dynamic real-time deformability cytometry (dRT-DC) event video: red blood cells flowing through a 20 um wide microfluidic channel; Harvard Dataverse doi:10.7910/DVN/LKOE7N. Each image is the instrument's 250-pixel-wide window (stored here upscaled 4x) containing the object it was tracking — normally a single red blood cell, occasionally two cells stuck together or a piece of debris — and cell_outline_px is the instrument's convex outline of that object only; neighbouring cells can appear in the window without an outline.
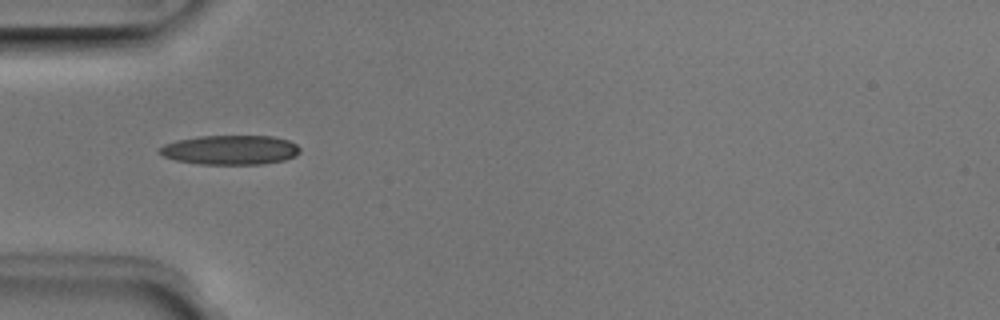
{"species": "Egyptian fruit bat (a non-hibernating species)", "species_latin": "Rousettus aegyptiacus", "temperature_condition": "room temperature", "stored_images_in_passage": 7, "camera_frame_rate_fps": 3000, "um_per_image_px": 0.085, "animal": {"sex": "male"}, "frame": {"image": 1, "passage_image": 5, "time_ms": 1.333, "image_size_px": [1000, 320], "cell_outline_px": [[300, 152], [296, 156], [284, 160], [264, 164], [200, 164], [176, 160], [164, 156], [160, 152], [160, 148], [164, 144], [176, 140], [200, 136], [272, 136], [288, 140], [296, 144], [300, 148]], "centroid_in_image_um": [19.61, 12.74], "position_along_channel_um": 65.4, "area_um2": 24.04}}
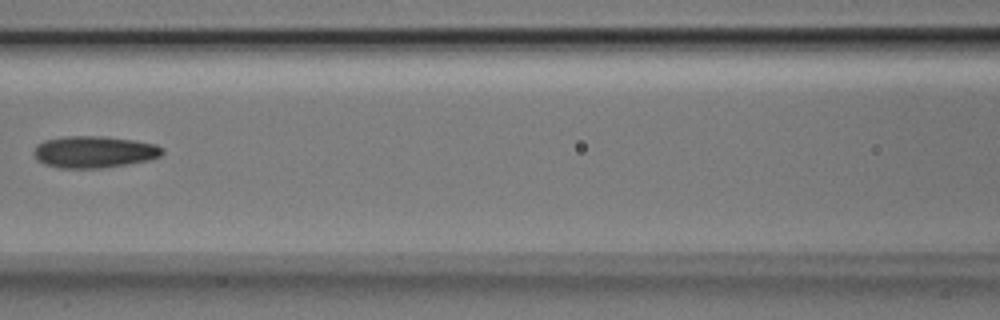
{"frame": {"image": 2, "passage_image": 7, "time_ms": 2.0, "image_size_px": [1000, 320], "cell_outline_px": [[164, 152], [160, 156], [148, 160], [100, 168], [60, 168], [44, 164], [36, 160], [32, 152], [36, 144], [44, 140], [64, 136], [104, 136], [132, 140], [156, 144], [164, 148]], "centroid_in_image_um": [7.95, 12.9], "position_along_channel_um": 158.7, "area_um2": 23.93}}